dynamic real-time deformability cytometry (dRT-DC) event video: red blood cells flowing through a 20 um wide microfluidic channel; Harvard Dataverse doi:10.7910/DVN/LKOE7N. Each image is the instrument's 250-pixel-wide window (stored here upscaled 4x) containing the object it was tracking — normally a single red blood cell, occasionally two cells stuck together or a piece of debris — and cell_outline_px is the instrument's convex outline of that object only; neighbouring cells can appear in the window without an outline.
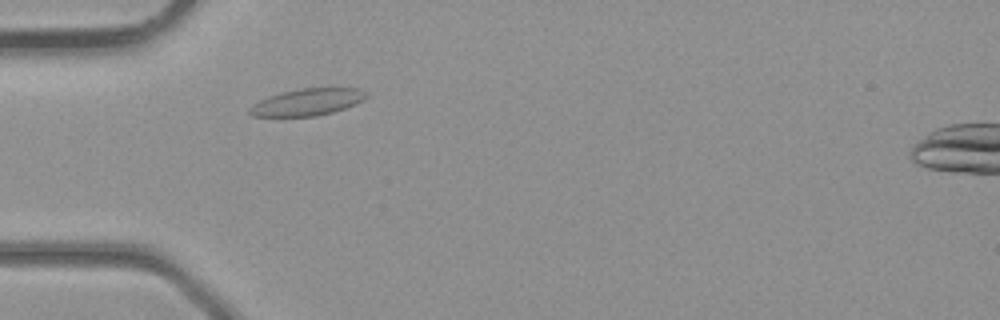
{"species": "common noctule bat (a hibernating species)", "species_latin": "Nyctalus noctula", "temperature_condition": "room temperature", "stored_images_in_passage": 29, "camera_frame_rate_fps": 3000, "um_per_image_px": 0.085, "animal": {"sex": "male", "body_mass_g": 23.1, "forearm_length_mm": 52.7}, "frame": {"image": 1, "passage_image": 2, "time_ms": 0.333, "image_size_px": [1000, 320], "cell_outline_px": [[368, 96], [364, 100], [356, 104], [332, 112], [316, 116], [252, 116], [248, 112], [252, 104], [268, 96], [280, 92], [300, 88], [360, 88]], "centroid_in_image_um": [26.12, 8.67], "position_along_channel_um": 58.9, "area_um2": 18.26}}
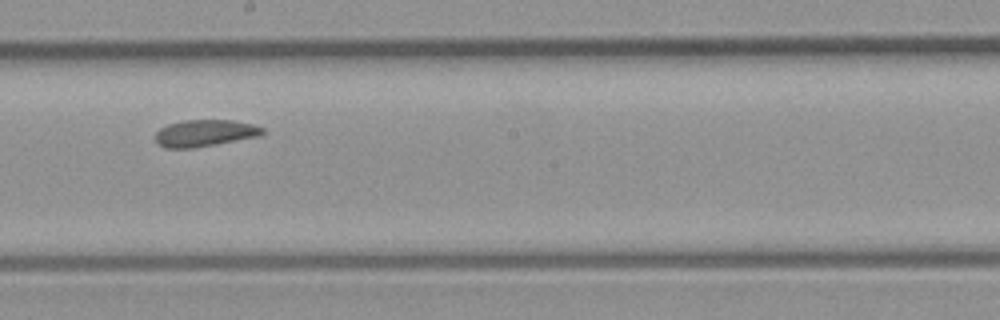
{"frame": {"image": 2, "passage_image": 12, "time_ms": 3.667, "image_size_px": [1000, 320], "cell_outline_px": [[264, 132], [260, 136], [216, 144], [192, 148], [164, 148], [156, 144], [156, 132], [160, 128], [168, 124], [184, 120], [232, 120], [252, 124], [264, 128]], "centroid_in_image_um": [17.39, 11.32], "position_along_channel_um": 230.8, "area_um2": 16.76}}
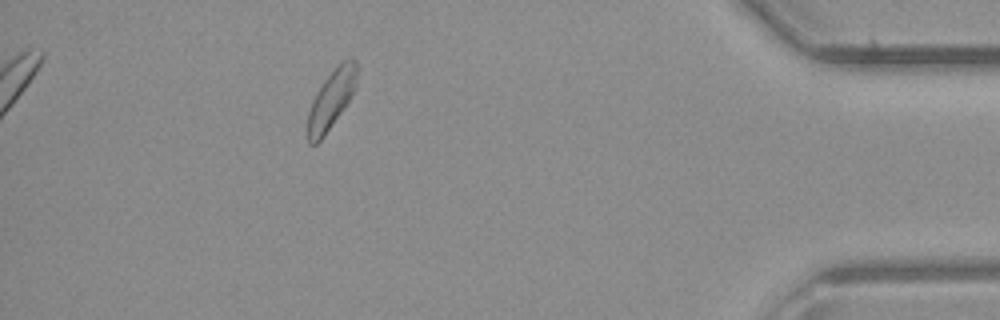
{"frame": {"image": 3, "passage_image": 25, "time_ms": 8.0, "image_size_px": [1000, 320], "cell_outline_px": [[360, 68], [356, 88], [324, 136], [316, 144], [308, 144], [308, 112], [312, 100], [316, 92], [324, 80], [344, 60], [352, 56], [356, 60]], "centroid_in_image_um": [28.2, 8.39], "position_along_channel_um": 407.0, "area_um2": 16.76}}